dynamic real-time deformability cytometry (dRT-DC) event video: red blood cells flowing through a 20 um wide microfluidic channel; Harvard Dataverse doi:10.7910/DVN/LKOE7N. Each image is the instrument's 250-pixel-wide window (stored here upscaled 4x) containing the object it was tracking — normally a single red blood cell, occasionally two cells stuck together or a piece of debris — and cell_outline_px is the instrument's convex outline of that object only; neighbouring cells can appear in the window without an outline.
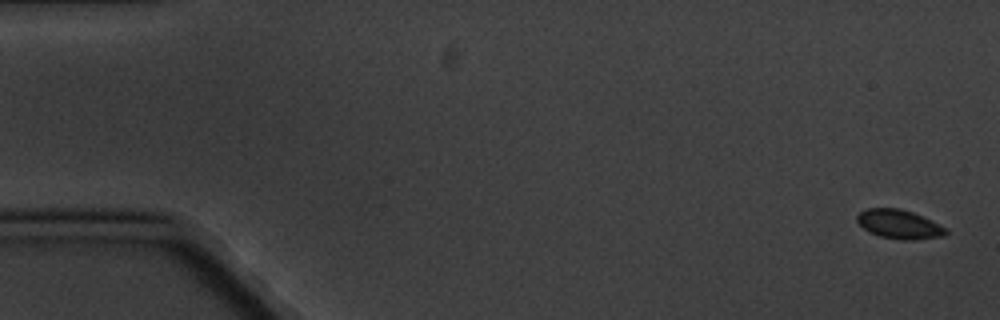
{"species": "common noctule bat (a hibernating species)", "species_latin": "Nyctalus noctula", "temperature_condition": "cold", "stored_images_in_passage": 9, "camera_frame_rate_fps": 3000, "um_per_image_px": 0.085, "animal": {"sex": "male", "body_mass_g": 20.1, "forearm_length_mm": 53.5}, "frame": {"image": 1, "passage_image": 1, "time_ms": 0.0, "image_size_px": [1000, 320], "cell_outline_px": [[948, 232], [944, 236], [912, 240], [900, 240], [880, 236], [868, 232], [856, 220], [856, 216], [860, 212], [868, 208], [900, 208], [912, 212], [944, 228]], "centroid_in_image_um": [76.37, 19.07], "position_along_channel_um": 8.6, "area_um2": 14.74}}
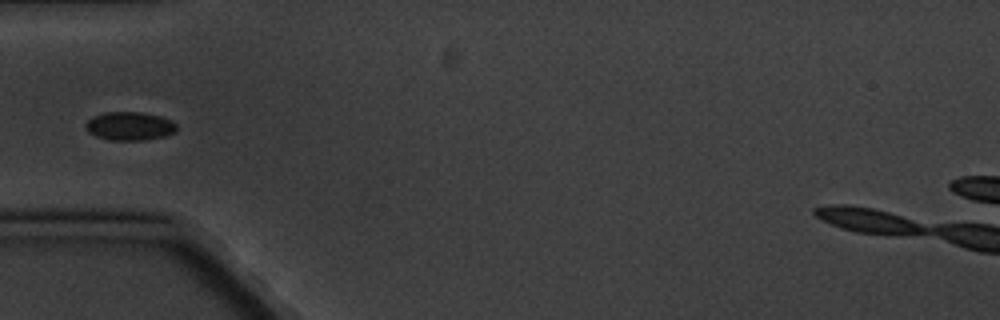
{"frame": {"image": 2, "passage_image": 6, "time_ms": 6.0, "image_size_px": [1000, 320], "cell_outline_px": [[176, 132], [164, 136], [144, 140], [108, 140], [96, 136], [88, 132], [84, 124], [92, 116], [104, 112], [144, 112], [160, 116], [172, 120], [176, 124]], "centroid_in_image_um": [11.01, 10.71], "position_along_channel_um": 74.0, "area_um2": 15.26}}